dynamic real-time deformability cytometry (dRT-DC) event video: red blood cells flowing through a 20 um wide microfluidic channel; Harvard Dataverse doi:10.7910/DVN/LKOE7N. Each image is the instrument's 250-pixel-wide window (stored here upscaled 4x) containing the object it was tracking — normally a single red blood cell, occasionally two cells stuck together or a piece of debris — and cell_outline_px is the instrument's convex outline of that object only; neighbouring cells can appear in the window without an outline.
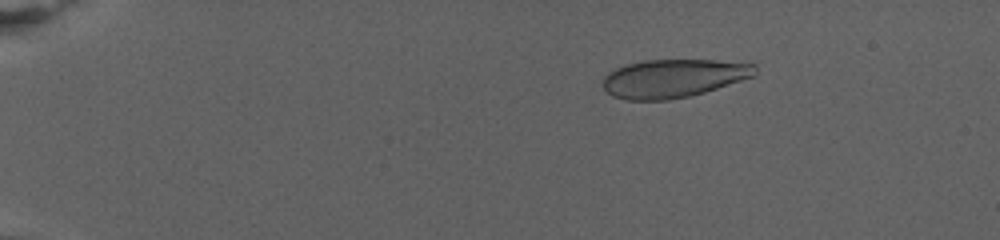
{"species": "human", "species_latin": "Homo sapiens", "temperature_condition": "warm", "stored_images_in_passage": 80, "camera_frame_rate_fps": 3000, "um_per_image_px": 0.085, "donor": {"sex": "female"}, "frame": {"image": 1, "passage_image": 15, "time_ms": 4.667, "image_size_px": [1000, 240], "cell_outline_px": [[756, 76], [704, 92], [688, 96], [668, 100], [624, 100], [612, 96], [604, 88], [604, 76], [608, 72], [624, 64], [644, 60], [716, 60], [756, 64]], "centroid_in_image_um": [57.24, 6.65], "position_along_channel_um": 27.8, "area_um2": 34.1}}
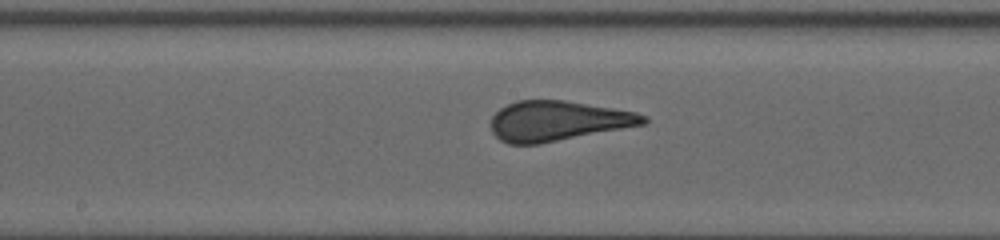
{"frame": {"image": 2, "passage_image": 46, "time_ms": 15.0, "image_size_px": [1000, 240], "cell_outline_px": [[648, 120], [644, 124], [540, 144], [508, 144], [500, 140], [492, 132], [488, 124], [492, 116], [500, 108], [516, 100], [564, 100], [636, 112], [648, 116]], "centroid_in_image_um": [47.36, 10.28], "position_along_channel_um": 200.8, "area_um2": 35.6}}
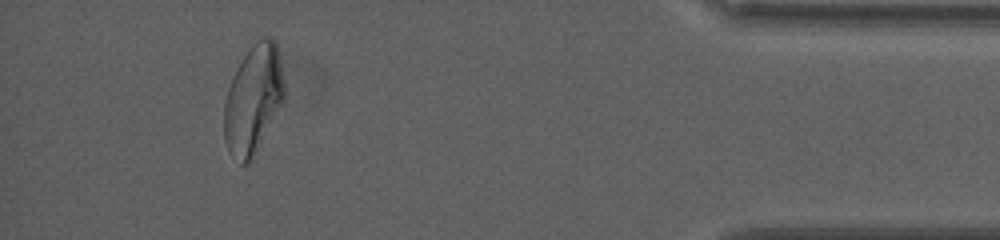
{"frame": {"image": 3, "passage_image": 75, "time_ms": 24.667, "image_size_px": [1000, 240], "cell_outline_px": [[284, 100], [248, 164], [240, 164], [228, 148], [224, 136], [224, 104], [228, 88], [232, 76], [236, 68], [248, 48], [260, 36], [272, 36], [276, 40], [284, 84]], "centroid_in_image_um": [21.52, 8.36], "position_along_channel_um": 413.7, "area_um2": 37.74}}